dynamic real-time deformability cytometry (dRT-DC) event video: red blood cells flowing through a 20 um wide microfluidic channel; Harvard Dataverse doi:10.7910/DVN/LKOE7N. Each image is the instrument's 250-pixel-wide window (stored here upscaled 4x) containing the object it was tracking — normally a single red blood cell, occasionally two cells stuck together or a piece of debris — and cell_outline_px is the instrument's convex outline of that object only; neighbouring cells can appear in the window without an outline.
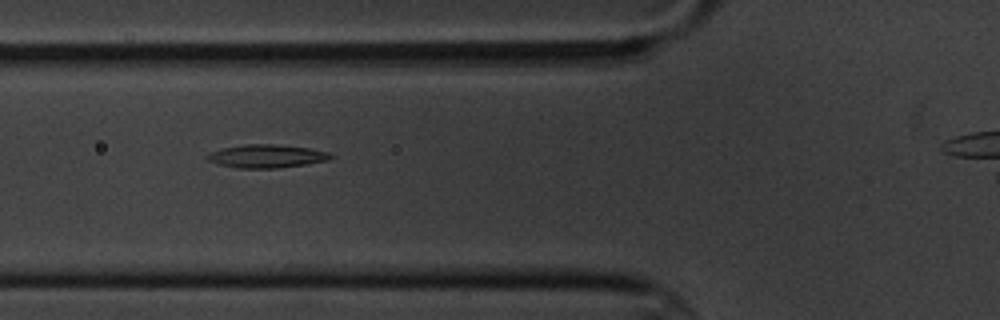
{"species": "common noctule bat (a hibernating species)", "species_latin": "Nyctalus noctula", "temperature_condition": "cold", "stored_images_in_passage": 10, "segment_of_instrument_passage": [1, 2], "camera_frame_rate_fps": 3000, "um_per_image_px": 0.085, "animal": {"sex": "male", "body_mass_g": 20.1, "forearm_length_mm": 53.5}, "frame": {"image": 1, "passage_image": 3, "time_ms": 2.333, "image_size_px": [1000, 320], "cell_outline_px": [[336, 156], [328, 160], [280, 168], [236, 168], [216, 164], [208, 160], [204, 156], [208, 152], [224, 148], [244, 144], [272, 144], [308, 148], [328, 152]], "centroid_in_image_um": [22.62, 13.28], "position_along_channel_um": 103.2, "area_um2": 16.76}}
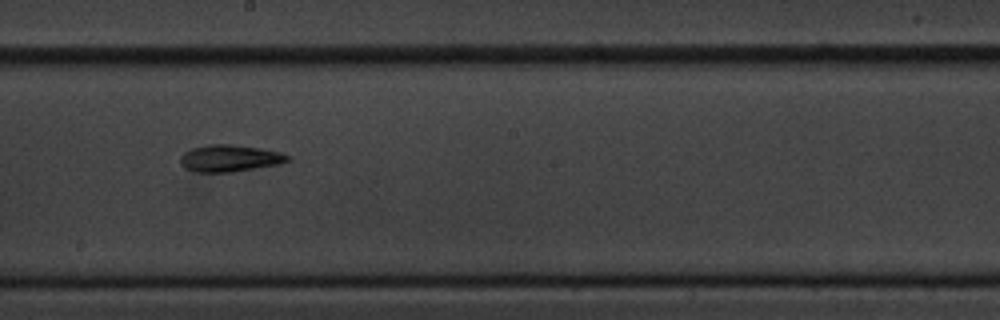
{"frame": {"image": 2, "passage_image": 6, "time_ms": 6.0, "image_size_px": [1000, 320], "cell_outline_px": [[292, 160], [276, 164], [232, 172], [200, 172], [188, 168], [180, 164], [180, 156], [184, 152], [192, 148], [208, 144], [232, 144], [260, 148], [280, 152], [288, 156]], "centroid_in_image_um": [19.51, 13.44], "position_along_channel_um": 228.7, "area_um2": 16.59}}
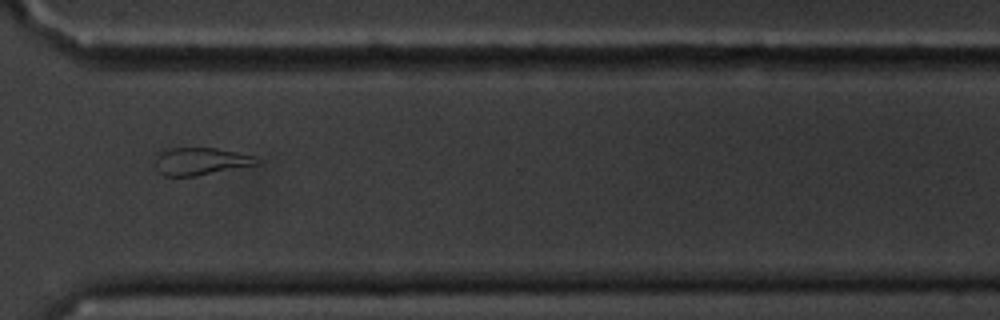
{"frame": {"image": 3, "passage_image": 9, "time_ms": 9.667, "image_size_px": [1000, 320], "cell_outline_px": [[260, 164], [196, 176], [164, 176], [156, 168], [156, 152], [168, 148], [216, 148], [256, 156]], "centroid_in_image_um": [17.04, 13.71], "position_along_channel_um": 353.6, "area_um2": 16.36}}